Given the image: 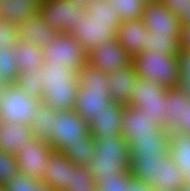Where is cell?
<instances>
[{
  "label": "cell",
  "mask_w": 190,
  "mask_h": 191,
  "mask_svg": "<svg viewBox=\"0 0 190 191\" xmlns=\"http://www.w3.org/2000/svg\"><path fill=\"white\" fill-rule=\"evenodd\" d=\"M121 23L118 13L108 1L92 0L70 35L89 53L99 44L116 38Z\"/></svg>",
  "instance_id": "cell-1"
},
{
  "label": "cell",
  "mask_w": 190,
  "mask_h": 191,
  "mask_svg": "<svg viewBox=\"0 0 190 191\" xmlns=\"http://www.w3.org/2000/svg\"><path fill=\"white\" fill-rule=\"evenodd\" d=\"M109 75L86 64L79 73L75 111L88 123L112 102Z\"/></svg>",
  "instance_id": "cell-2"
},
{
  "label": "cell",
  "mask_w": 190,
  "mask_h": 191,
  "mask_svg": "<svg viewBox=\"0 0 190 191\" xmlns=\"http://www.w3.org/2000/svg\"><path fill=\"white\" fill-rule=\"evenodd\" d=\"M94 140L95 156L89 168L95 182L103 176L130 170L131 149L124 136L94 138Z\"/></svg>",
  "instance_id": "cell-3"
},
{
  "label": "cell",
  "mask_w": 190,
  "mask_h": 191,
  "mask_svg": "<svg viewBox=\"0 0 190 191\" xmlns=\"http://www.w3.org/2000/svg\"><path fill=\"white\" fill-rule=\"evenodd\" d=\"M133 64L140 78L159 83L168 89L177 88L179 80L177 56L147 50L133 57Z\"/></svg>",
  "instance_id": "cell-4"
},
{
  "label": "cell",
  "mask_w": 190,
  "mask_h": 191,
  "mask_svg": "<svg viewBox=\"0 0 190 191\" xmlns=\"http://www.w3.org/2000/svg\"><path fill=\"white\" fill-rule=\"evenodd\" d=\"M50 138L47 140L56 151L63 153L68 147L83 144L90 135L89 123L75 110H57Z\"/></svg>",
  "instance_id": "cell-5"
},
{
  "label": "cell",
  "mask_w": 190,
  "mask_h": 191,
  "mask_svg": "<svg viewBox=\"0 0 190 191\" xmlns=\"http://www.w3.org/2000/svg\"><path fill=\"white\" fill-rule=\"evenodd\" d=\"M41 99L29 97L17 83L8 84L0 100V122L30 125Z\"/></svg>",
  "instance_id": "cell-6"
},
{
  "label": "cell",
  "mask_w": 190,
  "mask_h": 191,
  "mask_svg": "<svg viewBox=\"0 0 190 191\" xmlns=\"http://www.w3.org/2000/svg\"><path fill=\"white\" fill-rule=\"evenodd\" d=\"M44 65H57L80 73L87 64V52L70 34L59 33L47 48L43 49Z\"/></svg>",
  "instance_id": "cell-7"
},
{
  "label": "cell",
  "mask_w": 190,
  "mask_h": 191,
  "mask_svg": "<svg viewBox=\"0 0 190 191\" xmlns=\"http://www.w3.org/2000/svg\"><path fill=\"white\" fill-rule=\"evenodd\" d=\"M129 105L138 108L149 117L155 118L165 128L166 87L148 79L138 77Z\"/></svg>",
  "instance_id": "cell-8"
},
{
  "label": "cell",
  "mask_w": 190,
  "mask_h": 191,
  "mask_svg": "<svg viewBox=\"0 0 190 191\" xmlns=\"http://www.w3.org/2000/svg\"><path fill=\"white\" fill-rule=\"evenodd\" d=\"M39 13L47 26L71 34L86 13V7L70 0H47L40 6Z\"/></svg>",
  "instance_id": "cell-9"
},
{
  "label": "cell",
  "mask_w": 190,
  "mask_h": 191,
  "mask_svg": "<svg viewBox=\"0 0 190 191\" xmlns=\"http://www.w3.org/2000/svg\"><path fill=\"white\" fill-rule=\"evenodd\" d=\"M54 151L47 140L37 137L30 139L28 144L23 145L15 154L19 173L43 183L46 163Z\"/></svg>",
  "instance_id": "cell-10"
},
{
  "label": "cell",
  "mask_w": 190,
  "mask_h": 191,
  "mask_svg": "<svg viewBox=\"0 0 190 191\" xmlns=\"http://www.w3.org/2000/svg\"><path fill=\"white\" fill-rule=\"evenodd\" d=\"M132 63L133 57L116 38L99 44L87 54V64L107 74Z\"/></svg>",
  "instance_id": "cell-11"
},
{
  "label": "cell",
  "mask_w": 190,
  "mask_h": 191,
  "mask_svg": "<svg viewBox=\"0 0 190 191\" xmlns=\"http://www.w3.org/2000/svg\"><path fill=\"white\" fill-rule=\"evenodd\" d=\"M142 20L149 33L170 37L181 36V20L162 2L146 3Z\"/></svg>",
  "instance_id": "cell-12"
},
{
  "label": "cell",
  "mask_w": 190,
  "mask_h": 191,
  "mask_svg": "<svg viewBox=\"0 0 190 191\" xmlns=\"http://www.w3.org/2000/svg\"><path fill=\"white\" fill-rule=\"evenodd\" d=\"M122 136L128 141L131 137L154 136L159 134L164 127L152 117H149L138 108L124 105L121 119Z\"/></svg>",
  "instance_id": "cell-13"
},
{
  "label": "cell",
  "mask_w": 190,
  "mask_h": 191,
  "mask_svg": "<svg viewBox=\"0 0 190 191\" xmlns=\"http://www.w3.org/2000/svg\"><path fill=\"white\" fill-rule=\"evenodd\" d=\"M72 178L73 162L63 153L54 151L46 163L42 184L56 191H66Z\"/></svg>",
  "instance_id": "cell-14"
},
{
  "label": "cell",
  "mask_w": 190,
  "mask_h": 191,
  "mask_svg": "<svg viewBox=\"0 0 190 191\" xmlns=\"http://www.w3.org/2000/svg\"><path fill=\"white\" fill-rule=\"evenodd\" d=\"M124 105L112 101L106 109L89 122V133L94 138L117 137L122 135L121 119Z\"/></svg>",
  "instance_id": "cell-15"
},
{
  "label": "cell",
  "mask_w": 190,
  "mask_h": 191,
  "mask_svg": "<svg viewBox=\"0 0 190 191\" xmlns=\"http://www.w3.org/2000/svg\"><path fill=\"white\" fill-rule=\"evenodd\" d=\"M59 31L46 25L40 13L17 23V34L20 41L38 44L42 49L54 41Z\"/></svg>",
  "instance_id": "cell-16"
},
{
  "label": "cell",
  "mask_w": 190,
  "mask_h": 191,
  "mask_svg": "<svg viewBox=\"0 0 190 191\" xmlns=\"http://www.w3.org/2000/svg\"><path fill=\"white\" fill-rule=\"evenodd\" d=\"M79 81L48 83L44 85L41 102L56 110H74Z\"/></svg>",
  "instance_id": "cell-17"
},
{
  "label": "cell",
  "mask_w": 190,
  "mask_h": 191,
  "mask_svg": "<svg viewBox=\"0 0 190 191\" xmlns=\"http://www.w3.org/2000/svg\"><path fill=\"white\" fill-rule=\"evenodd\" d=\"M149 30L142 19L122 22L116 33V39L135 57L142 51H147Z\"/></svg>",
  "instance_id": "cell-18"
},
{
  "label": "cell",
  "mask_w": 190,
  "mask_h": 191,
  "mask_svg": "<svg viewBox=\"0 0 190 191\" xmlns=\"http://www.w3.org/2000/svg\"><path fill=\"white\" fill-rule=\"evenodd\" d=\"M108 75L111 100L116 101L118 104L129 105L130 97L135 91V80L139 77L134 64L115 70Z\"/></svg>",
  "instance_id": "cell-19"
},
{
  "label": "cell",
  "mask_w": 190,
  "mask_h": 191,
  "mask_svg": "<svg viewBox=\"0 0 190 191\" xmlns=\"http://www.w3.org/2000/svg\"><path fill=\"white\" fill-rule=\"evenodd\" d=\"M170 132L164 128L154 136L131 137L128 142L131 149V157H157L169 154Z\"/></svg>",
  "instance_id": "cell-20"
},
{
  "label": "cell",
  "mask_w": 190,
  "mask_h": 191,
  "mask_svg": "<svg viewBox=\"0 0 190 191\" xmlns=\"http://www.w3.org/2000/svg\"><path fill=\"white\" fill-rule=\"evenodd\" d=\"M34 138L30 125L0 122V150L15 155Z\"/></svg>",
  "instance_id": "cell-21"
},
{
  "label": "cell",
  "mask_w": 190,
  "mask_h": 191,
  "mask_svg": "<svg viewBox=\"0 0 190 191\" xmlns=\"http://www.w3.org/2000/svg\"><path fill=\"white\" fill-rule=\"evenodd\" d=\"M186 104L190 97L182 94L177 88L167 89L165 128L170 132H180V123L185 119Z\"/></svg>",
  "instance_id": "cell-22"
},
{
  "label": "cell",
  "mask_w": 190,
  "mask_h": 191,
  "mask_svg": "<svg viewBox=\"0 0 190 191\" xmlns=\"http://www.w3.org/2000/svg\"><path fill=\"white\" fill-rule=\"evenodd\" d=\"M14 61L18 62L20 72H38L45 64L43 49L38 44L20 41L13 46Z\"/></svg>",
  "instance_id": "cell-23"
},
{
  "label": "cell",
  "mask_w": 190,
  "mask_h": 191,
  "mask_svg": "<svg viewBox=\"0 0 190 191\" xmlns=\"http://www.w3.org/2000/svg\"><path fill=\"white\" fill-rule=\"evenodd\" d=\"M184 184L185 179L181 171L168 154L163 161L158 163L154 191H180Z\"/></svg>",
  "instance_id": "cell-24"
},
{
  "label": "cell",
  "mask_w": 190,
  "mask_h": 191,
  "mask_svg": "<svg viewBox=\"0 0 190 191\" xmlns=\"http://www.w3.org/2000/svg\"><path fill=\"white\" fill-rule=\"evenodd\" d=\"M169 155L177 164L185 181H190V135L180 132L170 133Z\"/></svg>",
  "instance_id": "cell-25"
},
{
  "label": "cell",
  "mask_w": 190,
  "mask_h": 191,
  "mask_svg": "<svg viewBox=\"0 0 190 191\" xmlns=\"http://www.w3.org/2000/svg\"><path fill=\"white\" fill-rule=\"evenodd\" d=\"M40 5L29 0H0V19L20 23L38 14Z\"/></svg>",
  "instance_id": "cell-26"
},
{
  "label": "cell",
  "mask_w": 190,
  "mask_h": 191,
  "mask_svg": "<svg viewBox=\"0 0 190 191\" xmlns=\"http://www.w3.org/2000/svg\"><path fill=\"white\" fill-rule=\"evenodd\" d=\"M167 155L168 154H162L157 157H131V176L147 183L151 187H155L158 163L163 161Z\"/></svg>",
  "instance_id": "cell-27"
},
{
  "label": "cell",
  "mask_w": 190,
  "mask_h": 191,
  "mask_svg": "<svg viewBox=\"0 0 190 191\" xmlns=\"http://www.w3.org/2000/svg\"><path fill=\"white\" fill-rule=\"evenodd\" d=\"M56 111V109L40 102L30 124L34 137L41 140H48L50 138Z\"/></svg>",
  "instance_id": "cell-28"
},
{
  "label": "cell",
  "mask_w": 190,
  "mask_h": 191,
  "mask_svg": "<svg viewBox=\"0 0 190 191\" xmlns=\"http://www.w3.org/2000/svg\"><path fill=\"white\" fill-rule=\"evenodd\" d=\"M95 140L90 134L84 138L83 144L68 147L63 154L79 167H89L95 156Z\"/></svg>",
  "instance_id": "cell-29"
},
{
  "label": "cell",
  "mask_w": 190,
  "mask_h": 191,
  "mask_svg": "<svg viewBox=\"0 0 190 191\" xmlns=\"http://www.w3.org/2000/svg\"><path fill=\"white\" fill-rule=\"evenodd\" d=\"M14 55L13 46H0V80L7 85L16 83L20 75L19 64L13 60Z\"/></svg>",
  "instance_id": "cell-30"
},
{
  "label": "cell",
  "mask_w": 190,
  "mask_h": 191,
  "mask_svg": "<svg viewBox=\"0 0 190 191\" xmlns=\"http://www.w3.org/2000/svg\"><path fill=\"white\" fill-rule=\"evenodd\" d=\"M116 10L122 22L142 19L146 6L144 0H106Z\"/></svg>",
  "instance_id": "cell-31"
},
{
  "label": "cell",
  "mask_w": 190,
  "mask_h": 191,
  "mask_svg": "<svg viewBox=\"0 0 190 191\" xmlns=\"http://www.w3.org/2000/svg\"><path fill=\"white\" fill-rule=\"evenodd\" d=\"M148 51H158L160 54L177 56L180 52V37H170L149 33L147 41Z\"/></svg>",
  "instance_id": "cell-32"
},
{
  "label": "cell",
  "mask_w": 190,
  "mask_h": 191,
  "mask_svg": "<svg viewBox=\"0 0 190 191\" xmlns=\"http://www.w3.org/2000/svg\"><path fill=\"white\" fill-rule=\"evenodd\" d=\"M79 81V73L57 65H44L41 69V84Z\"/></svg>",
  "instance_id": "cell-33"
},
{
  "label": "cell",
  "mask_w": 190,
  "mask_h": 191,
  "mask_svg": "<svg viewBox=\"0 0 190 191\" xmlns=\"http://www.w3.org/2000/svg\"><path fill=\"white\" fill-rule=\"evenodd\" d=\"M16 83L33 99H41L44 94V85L41 84V70L33 73L30 71L20 72Z\"/></svg>",
  "instance_id": "cell-34"
},
{
  "label": "cell",
  "mask_w": 190,
  "mask_h": 191,
  "mask_svg": "<svg viewBox=\"0 0 190 191\" xmlns=\"http://www.w3.org/2000/svg\"><path fill=\"white\" fill-rule=\"evenodd\" d=\"M131 171H121L115 175L103 176L98 180V191H128V185L132 181Z\"/></svg>",
  "instance_id": "cell-35"
},
{
  "label": "cell",
  "mask_w": 190,
  "mask_h": 191,
  "mask_svg": "<svg viewBox=\"0 0 190 191\" xmlns=\"http://www.w3.org/2000/svg\"><path fill=\"white\" fill-rule=\"evenodd\" d=\"M179 67V80L177 89L190 97V53L180 50L177 55Z\"/></svg>",
  "instance_id": "cell-36"
},
{
  "label": "cell",
  "mask_w": 190,
  "mask_h": 191,
  "mask_svg": "<svg viewBox=\"0 0 190 191\" xmlns=\"http://www.w3.org/2000/svg\"><path fill=\"white\" fill-rule=\"evenodd\" d=\"M19 173L15 155L0 150V184H7L11 177Z\"/></svg>",
  "instance_id": "cell-37"
},
{
  "label": "cell",
  "mask_w": 190,
  "mask_h": 191,
  "mask_svg": "<svg viewBox=\"0 0 190 191\" xmlns=\"http://www.w3.org/2000/svg\"><path fill=\"white\" fill-rule=\"evenodd\" d=\"M40 182L32 179L22 173H18L16 176L11 177L7 184H5L6 191H32Z\"/></svg>",
  "instance_id": "cell-38"
},
{
  "label": "cell",
  "mask_w": 190,
  "mask_h": 191,
  "mask_svg": "<svg viewBox=\"0 0 190 191\" xmlns=\"http://www.w3.org/2000/svg\"><path fill=\"white\" fill-rule=\"evenodd\" d=\"M18 42L17 23L0 19V46H14Z\"/></svg>",
  "instance_id": "cell-39"
},
{
  "label": "cell",
  "mask_w": 190,
  "mask_h": 191,
  "mask_svg": "<svg viewBox=\"0 0 190 191\" xmlns=\"http://www.w3.org/2000/svg\"><path fill=\"white\" fill-rule=\"evenodd\" d=\"M79 183H96L89 167H79L73 163V178L72 184L69 187H73V184Z\"/></svg>",
  "instance_id": "cell-40"
},
{
  "label": "cell",
  "mask_w": 190,
  "mask_h": 191,
  "mask_svg": "<svg viewBox=\"0 0 190 191\" xmlns=\"http://www.w3.org/2000/svg\"><path fill=\"white\" fill-rule=\"evenodd\" d=\"M162 3L181 20L190 7V0H162Z\"/></svg>",
  "instance_id": "cell-41"
},
{
  "label": "cell",
  "mask_w": 190,
  "mask_h": 191,
  "mask_svg": "<svg viewBox=\"0 0 190 191\" xmlns=\"http://www.w3.org/2000/svg\"><path fill=\"white\" fill-rule=\"evenodd\" d=\"M180 50L190 53V25H184L181 29Z\"/></svg>",
  "instance_id": "cell-42"
},
{
  "label": "cell",
  "mask_w": 190,
  "mask_h": 191,
  "mask_svg": "<svg viewBox=\"0 0 190 191\" xmlns=\"http://www.w3.org/2000/svg\"><path fill=\"white\" fill-rule=\"evenodd\" d=\"M128 191H154V188L145 182L133 178L128 185Z\"/></svg>",
  "instance_id": "cell-43"
},
{
  "label": "cell",
  "mask_w": 190,
  "mask_h": 191,
  "mask_svg": "<svg viewBox=\"0 0 190 191\" xmlns=\"http://www.w3.org/2000/svg\"><path fill=\"white\" fill-rule=\"evenodd\" d=\"M66 191H98L97 183H79L73 184Z\"/></svg>",
  "instance_id": "cell-44"
},
{
  "label": "cell",
  "mask_w": 190,
  "mask_h": 191,
  "mask_svg": "<svg viewBox=\"0 0 190 191\" xmlns=\"http://www.w3.org/2000/svg\"><path fill=\"white\" fill-rule=\"evenodd\" d=\"M180 133H185L190 135V104H186L185 119L181 120L180 123Z\"/></svg>",
  "instance_id": "cell-45"
},
{
  "label": "cell",
  "mask_w": 190,
  "mask_h": 191,
  "mask_svg": "<svg viewBox=\"0 0 190 191\" xmlns=\"http://www.w3.org/2000/svg\"><path fill=\"white\" fill-rule=\"evenodd\" d=\"M190 25V7L187 13H184V18L181 19V26Z\"/></svg>",
  "instance_id": "cell-46"
},
{
  "label": "cell",
  "mask_w": 190,
  "mask_h": 191,
  "mask_svg": "<svg viewBox=\"0 0 190 191\" xmlns=\"http://www.w3.org/2000/svg\"><path fill=\"white\" fill-rule=\"evenodd\" d=\"M32 191H56L53 190L49 187H46L44 184L40 183L35 189H33Z\"/></svg>",
  "instance_id": "cell-47"
},
{
  "label": "cell",
  "mask_w": 190,
  "mask_h": 191,
  "mask_svg": "<svg viewBox=\"0 0 190 191\" xmlns=\"http://www.w3.org/2000/svg\"><path fill=\"white\" fill-rule=\"evenodd\" d=\"M71 2H74L75 4H79L81 6L86 7V5L92 1V0H70Z\"/></svg>",
  "instance_id": "cell-48"
},
{
  "label": "cell",
  "mask_w": 190,
  "mask_h": 191,
  "mask_svg": "<svg viewBox=\"0 0 190 191\" xmlns=\"http://www.w3.org/2000/svg\"><path fill=\"white\" fill-rule=\"evenodd\" d=\"M7 84L0 80V100L2 98L3 92L6 88Z\"/></svg>",
  "instance_id": "cell-49"
},
{
  "label": "cell",
  "mask_w": 190,
  "mask_h": 191,
  "mask_svg": "<svg viewBox=\"0 0 190 191\" xmlns=\"http://www.w3.org/2000/svg\"><path fill=\"white\" fill-rule=\"evenodd\" d=\"M180 191H190V181H185V184L183 185L182 189Z\"/></svg>",
  "instance_id": "cell-50"
},
{
  "label": "cell",
  "mask_w": 190,
  "mask_h": 191,
  "mask_svg": "<svg viewBox=\"0 0 190 191\" xmlns=\"http://www.w3.org/2000/svg\"><path fill=\"white\" fill-rule=\"evenodd\" d=\"M38 3L40 6L47 0H29Z\"/></svg>",
  "instance_id": "cell-51"
},
{
  "label": "cell",
  "mask_w": 190,
  "mask_h": 191,
  "mask_svg": "<svg viewBox=\"0 0 190 191\" xmlns=\"http://www.w3.org/2000/svg\"><path fill=\"white\" fill-rule=\"evenodd\" d=\"M146 3H151V2H162V0H144Z\"/></svg>",
  "instance_id": "cell-52"
},
{
  "label": "cell",
  "mask_w": 190,
  "mask_h": 191,
  "mask_svg": "<svg viewBox=\"0 0 190 191\" xmlns=\"http://www.w3.org/2000/svg\"><path fill=\"white\" fill-rule=\"evenodd\" d=\"M0 191H6V190H5V185H4V184H0Z\"/></svg>",
  "instance_id": "cell-53"
}]
</instances>
